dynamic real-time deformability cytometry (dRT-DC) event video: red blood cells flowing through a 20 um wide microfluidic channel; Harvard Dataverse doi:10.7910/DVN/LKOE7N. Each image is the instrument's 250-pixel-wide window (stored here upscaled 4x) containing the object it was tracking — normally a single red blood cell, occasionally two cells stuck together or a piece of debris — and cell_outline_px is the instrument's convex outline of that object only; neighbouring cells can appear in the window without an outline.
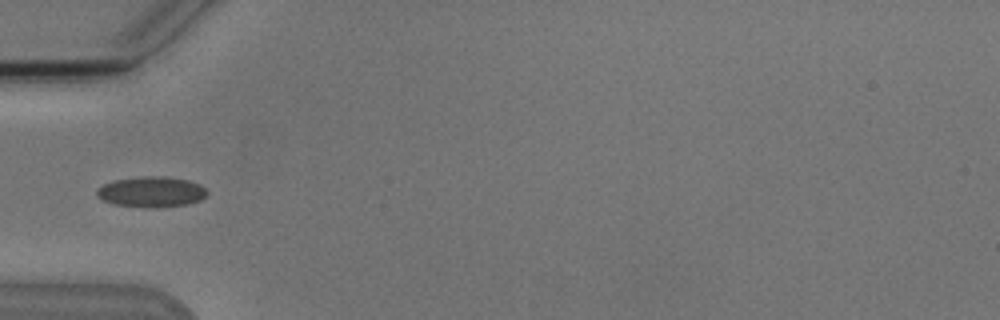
{"species": "Egyptian fruit bat (a non-hibernating species)", "species_latin": "Rousettus aegyptiacus", "temperature_condition": "cold", "stored_images_in_passage": 4, "camera_frame_rate_fps": 3000, "um_per_image_px": 0.085, "animal": {"sex": "male"}, "frame": {"image": 1, "passage_image": 4, "time_ms": 4.333, "image_size_px": [1000, 320], "cell_outline_px": [[208, 196], [200, 200], [188, 204], [152, 208], [112, 204], [96, 196], [96, 188], [112, 180], [144, 176], [160, 176], [188, 180], [200, 184], [208, 192]], "centroid_in_image_um": [12.86, 16.31], "position_along_channel_um": 72.1, "area_um2": 19.77}}